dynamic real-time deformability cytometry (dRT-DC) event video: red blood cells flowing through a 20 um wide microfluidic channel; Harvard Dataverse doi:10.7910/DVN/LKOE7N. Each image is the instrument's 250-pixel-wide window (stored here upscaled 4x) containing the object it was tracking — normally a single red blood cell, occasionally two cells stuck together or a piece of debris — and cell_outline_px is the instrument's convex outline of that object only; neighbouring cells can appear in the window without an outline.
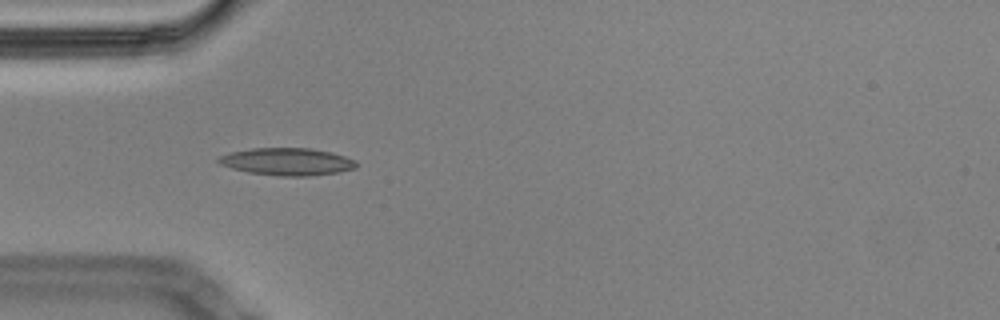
{"species": "Egyptian fruit bat (a non-hibernating species)", "species_latin": "Rousettus aegyptiacus", "temperature_condition": "cold", "stored_images_in_passage": 8, "camera_frame_rate_fps": 3000, "um_per_image_px": 0.085, "animal": {"sex": "male"}, "frame": {"image": 1, "passage_image": 5, "time_ms": 1.333, "image_size_px": [1000, 320], "cell_outline_px": [[360, 164], [356, 168], [340, 172], [308, 176], [276, 176], [248, 172], [232, 168], [220, 164], [216, 160], [220, 156], [232, 152], [252, 148], [312, 148], [332, 152], [356, 160]], "centroid_in_image_um": [24.46, 13.74], "position_along_channel_um": 60.5, "area_um2": 22.14}}
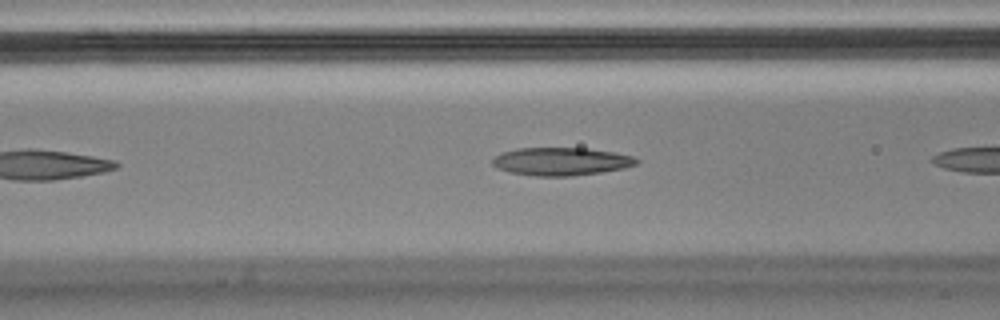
{"frame": {"image": 2, "passage_image": 7, "time_ms": 2.0, "image_size_px": [1000, 320], "cell_outline_px": [[640, 160], [636, 164], [624, 168], [600, 172], [572, 176], [536, 176], [512, 172], [496, 168], [492, 164], [492, 160], [496, 156], [504, 152], [516, 148], [588, 148], [616, 152], [632, 156]], "centroid_in_image_um": [47.72, 13.72], "position_along_channel_um": 118.9, "area_um2": 23.41}}